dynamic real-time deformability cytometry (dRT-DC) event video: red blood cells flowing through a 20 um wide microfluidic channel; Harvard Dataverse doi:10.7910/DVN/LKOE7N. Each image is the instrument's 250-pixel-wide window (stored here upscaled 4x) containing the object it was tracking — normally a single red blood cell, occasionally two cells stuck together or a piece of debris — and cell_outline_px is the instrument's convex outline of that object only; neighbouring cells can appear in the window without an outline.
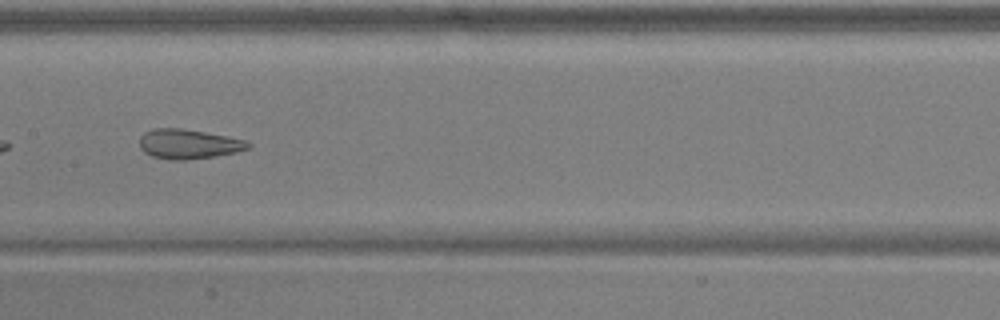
{"species": "common noctule bat (a hibernating species)", "species_latin": "Nyctalus noctula", "temperature_condition": "warm", "stored_images_in_passage": 47, "camera_frame_rate_fps": 3000, "um_per_image_px": 0.085, "animal": {"sex": "male", "body_mass_g": 17.9, "forearm_length_mm": 54.2}, "frame": {"image": 1, "passage_image": 27, "time_ms": 8.667, "image_size_px": [1000, 320], "cell_outline_px": [[252, 148], [236, 152], [212, 156], [184, 160], [168, 160], [152, 156], [144, 152], [140, 148], [140, 136], [144, 132], [156, 128], [180, 128], [228, 136], [248, 140], [252, 144]], "centroid_in_image_um": [16.05, 12.24], "position_along_channel_um": 191.4, "area_um2": 18.84}}
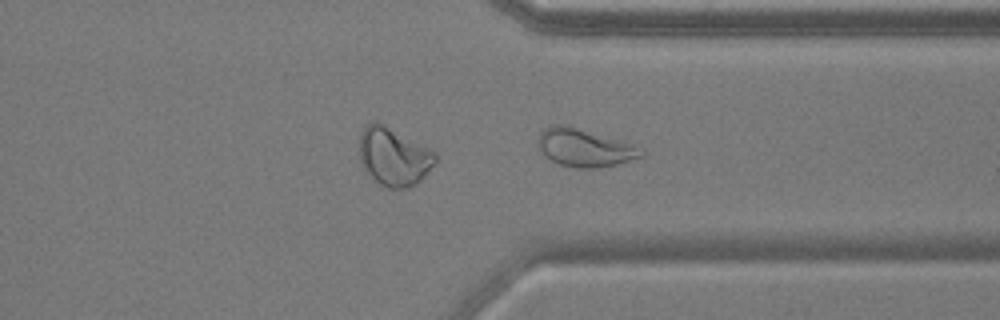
{"frame": {"image": 2, "passage_image": 40, "time_ms": 13.0, "image_size_px": [1000, 320], "cell_outline_px": [[644, 156], [616, 164], [596, 168], [576, 168], [560, 164], [544, 156], [540, 152], [540, 132], [544, 128], [552, 124], [564, 124], [620, 140], [644, 152]], "centroid_in_image_um": [49.64, 12.56], "position_along_channel_um": 361.8, "area_um2": 22.25}, "authors_computed_cell_mechanics": {"area_um2": 24.7962, "velocity_mm_per_s": 3.9284, "shape_relaxation_time_tau1_ms": null, "shape_relaxation_time_tau2_ms": 1.1146, "deformation_change_tau1": null, "deformation_change_tau2": 0.0877}}